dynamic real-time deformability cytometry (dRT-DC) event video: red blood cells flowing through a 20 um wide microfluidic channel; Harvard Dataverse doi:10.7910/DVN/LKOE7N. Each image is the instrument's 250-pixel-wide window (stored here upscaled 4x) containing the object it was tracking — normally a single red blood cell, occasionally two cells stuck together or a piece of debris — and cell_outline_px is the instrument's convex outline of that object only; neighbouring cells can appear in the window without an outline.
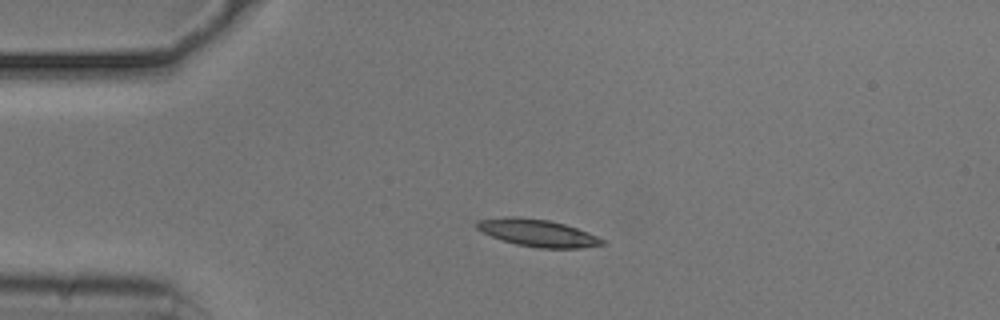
{"species": "common noctule bat (a hibernating species)", "species_latin": "Nyctalus noctula", "temperature_condition": "cold", "stored_images_in_passage": 31, "camera_frame_rate_fps": 3000, "um_per_image_px": 0.085, "animal": {"sex": "male", "body_mass_g": 20.5, "forearm_length_mm": 52.5}, "frame": {"image": 1, "passage_image": 1, "time_ms": 0.0, "image_size_px": [1000, 320], "cell_outline_px": [[608, 244], [580, 248], [540, 248], [516, 244], [492, 236], [476, 228], [476, 220], [504, 216], [516, 216], [548, 220], [564, 224], [588, 232], [604, 240]], "centroid_in_image_um": [45.7, 19.79], "position_along_channel_um": 39.3, "area_um2": 19.83}}
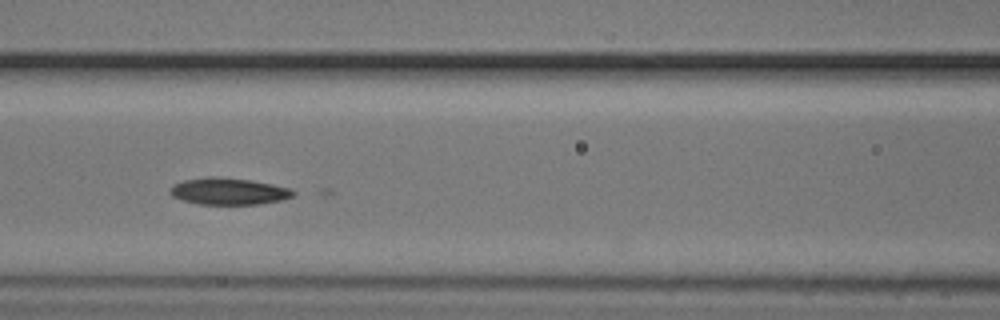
{"frame": {"image": 2, "passage_image": 12, "time_ms": 3.667, "image_size_px": [1000, 320], "cell_outline_px": [[296, 192], [292, 196], [280, 200], [260, 204], [200, 204], [184, 200], [172, 196], [168, 192], [172, 184], [184, 180], [204, 176], [216, 176], [248, 180], [272, 184], [288, 188]], "centroid_in_image_um": [19.37, 16.25], "position_along_channel_um": 147.2, "area_um2": 19.13}}
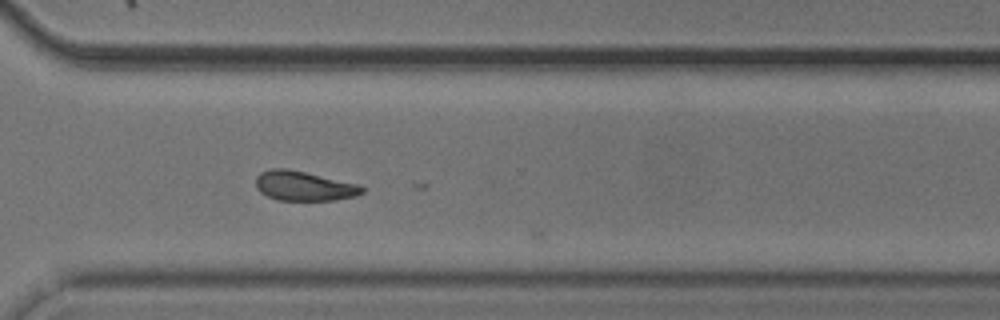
{"frame": {"image": 3, "passage_image": 28, "time_ms": 9.0, "image_size_px": [1000, 320], "cell_outline_px": [[364, 192], [356, 196], [336, 200], [276, 200], [260, 192], [256, 188], [256, 176], [260, 172], [272, 168], [288, 168], [360, 184], [364, 188]], "centroid_in_image_um": [25.84, 15.8], "position_along_channel_um": 344.8, "area_um2": 18.55}}